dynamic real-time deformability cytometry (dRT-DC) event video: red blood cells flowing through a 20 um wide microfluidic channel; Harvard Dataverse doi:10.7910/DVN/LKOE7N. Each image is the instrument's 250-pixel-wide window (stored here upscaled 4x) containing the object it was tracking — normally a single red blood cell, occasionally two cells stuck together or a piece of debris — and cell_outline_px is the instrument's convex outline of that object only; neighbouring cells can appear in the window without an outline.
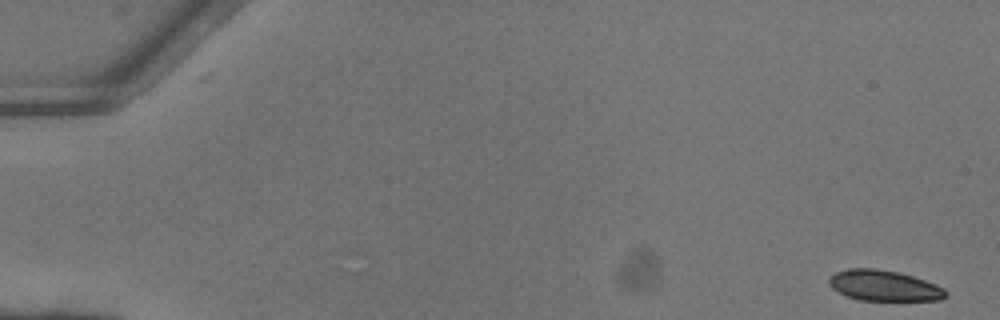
{"species": "common noctule bat (a hibernating species)", "species_latin": "Nyctalus noctula", "temperature_condition": "warm", "stored_images_in_passage": 50, "camera_frame_rate_fps": 3000, "um_per_image_px": 0.085, "animal": {"sex": "female"}, "frame": {"image": 1, "passage_image": 1, "time_ms": 0.0, "image_size_px": [1000, 320], "cell_outline_px": [[948, 296], [940, 300], [860, 300], [848, 296], [832, 288], [828, 284], [828, 280], [836, 272], [848, 268], [876, 268], [896, 272], [912, 276], [936, 284], [944, 288], [948, 292]], "centroid_in_image_um": [75.16, 24.28], "position_along_channel_um": 9.8, "area_um2": 20.75}}
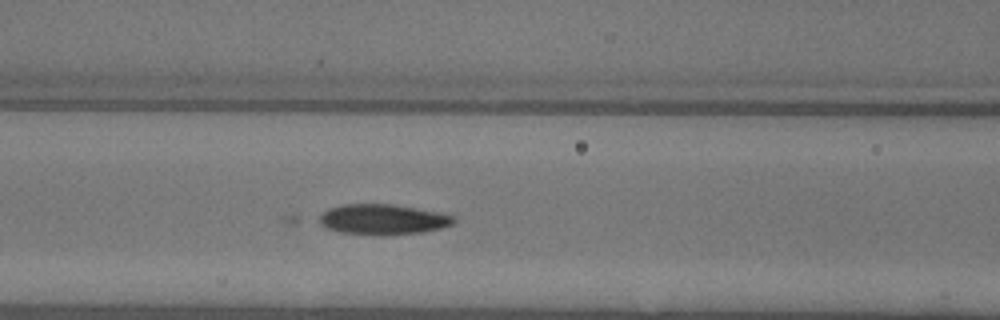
{"frame": {"image": 2, "passage_image": 22, "time_ms": 7.0, "image_size_px": [1000, 320], "cell_outline_px": [[456, 220], [452, 224], [440, 228], [420, 232], [376, 236], [340, 232], [324, 228], [320, 224], [320, 216], [328, 208], [344, 204], [392, 204], [436, 212], [456, 216]], "centroid_in_image_um": [32.5, 18.66], "position_along_channel_um": 134.1, "area_um2": 23.76}}
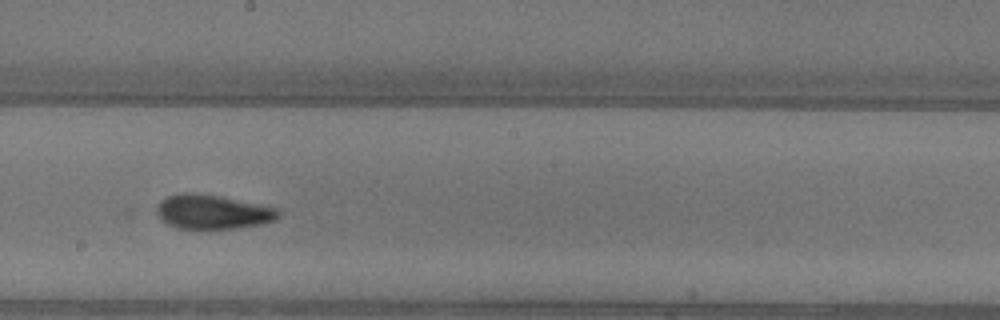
{"frame": {"image": 3, "passage_image": 29, "time_ms": 9.333, "image_size_px": [1000, 320], "cell_outline_px": [[280, 216], [276, 220], [260, 224], [236, 228], [196, 232], [176, 228], [160, 220], [156, 212], [156, 204], [160, 200], [168, 196], [180, 192], [196, 192], [220, 196], [280, 208]], "centroid_in_image_um": [18.03, 18.04], "position_along_channel_um": 230.2, "area_um2": 25.49}}